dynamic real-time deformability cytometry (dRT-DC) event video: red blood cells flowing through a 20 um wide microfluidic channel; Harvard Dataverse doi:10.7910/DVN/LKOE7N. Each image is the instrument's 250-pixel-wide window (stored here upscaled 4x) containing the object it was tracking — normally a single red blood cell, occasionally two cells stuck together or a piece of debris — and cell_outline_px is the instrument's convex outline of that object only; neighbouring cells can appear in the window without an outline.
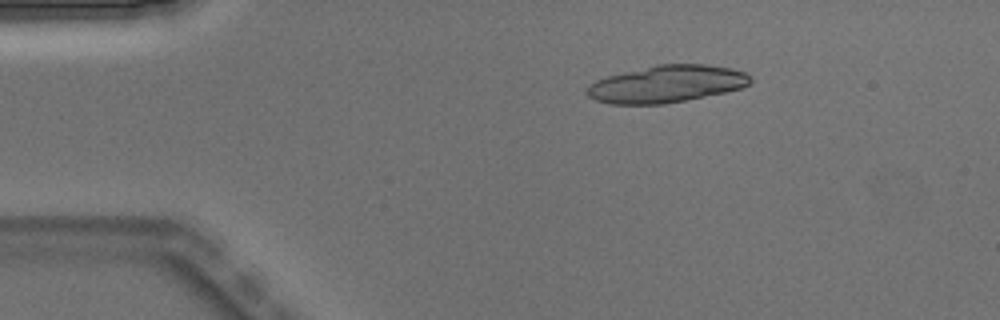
{"species": "Egyptian fruit bat (a non-hibernating species)", "species_latin": "Rousettus aegyptiacus", "temperature_condition": "warm", "stored_images_in_passage": 5, "camera_frame_rate_fps": 3000, "um_per_image_px": 0.085, "animal": {"sex": "male"}, "frame": {"image": 1, "passage_image": 1, "time_ms": 0.0, "image_size_px": [1000, 320], "cell_outline_px": [[752, 80], [748, 84], [740, 88], [724, 92], [664, 104], [612, 104], [596, 100], [588, 96], [584, 92], [596, 80], [608, 76], [656, 64], [704, 64], [732, 68], [744, 72]], "centroid_in_image_um": [56.64, 7.13], "position_along_channel_um": 28.4, "area_um2": 34.97}}